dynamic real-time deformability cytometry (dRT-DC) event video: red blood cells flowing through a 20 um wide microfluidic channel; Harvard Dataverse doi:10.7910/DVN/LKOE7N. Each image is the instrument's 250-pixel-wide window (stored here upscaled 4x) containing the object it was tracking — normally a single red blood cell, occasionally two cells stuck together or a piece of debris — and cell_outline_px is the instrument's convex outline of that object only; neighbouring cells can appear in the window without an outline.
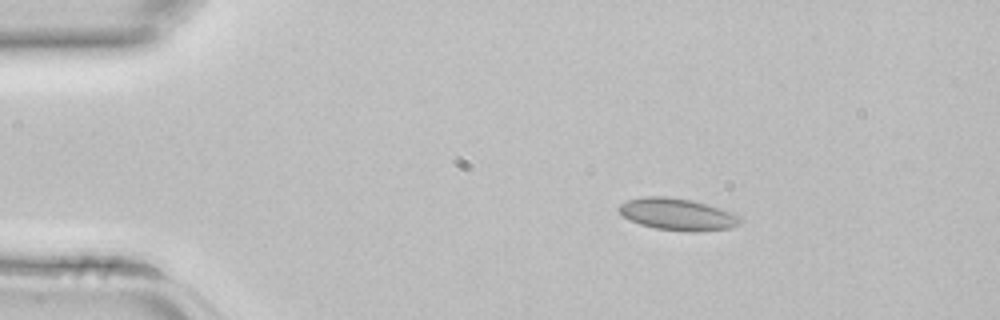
{"species": "common noctule bat (a hibernating species)", "species_latin": "Nyctalus noctula", "temperature_condition": "room temperature", "stored_images_in_passage": 3, "camera_frame_rate_fps": 3000, "um_per_image_px": 0.085, "animal": {"sex": "female", "body_mass_g": 22.7, "forearm_length_mm": 54.2}, "frame": {"image": 1, "passage_image": 2, "time_ms": 0.333, "image_size_px": [1000, 320], "cell_outline_px": [[744, 220], [740, 224], [728, 228], [692, 232], [656, 228], [640, 224], [624, 216], [616, 208], [620, 204], [628, 200], [644, 196], [664, 196], [692, 200], [720, 208], [732, 212], [740, 216]], "centroid_in_image_um": [57.61, 18.21], "position_along_channel_um": 27.4, "area_um2": 22.43}}